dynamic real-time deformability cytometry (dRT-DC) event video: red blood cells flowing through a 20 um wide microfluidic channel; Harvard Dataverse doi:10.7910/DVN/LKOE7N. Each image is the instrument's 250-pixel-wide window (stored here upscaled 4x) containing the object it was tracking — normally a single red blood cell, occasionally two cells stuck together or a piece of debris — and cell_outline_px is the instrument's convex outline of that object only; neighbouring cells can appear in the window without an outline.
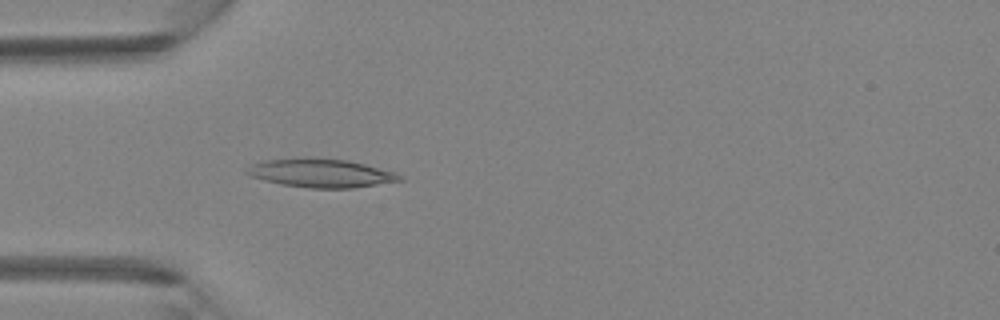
{"species": "Egyptian fruit bat (a non-hibernating species)", "species_latin": "Rousettus aegyptiacus", "temperature_condition": "room temperature", "stored_images_in_passage": 4, "camera_frame_rate_fps": 3000, "um_per_image_px": 0.085, "animal": {"sex": "female"}, "frame": {"image": 1, "passage_image": 4, "time_ms": 1.0, "image_size_px": [1000, 320], "cell_outline_px": [[404, 180], [352, 188], [308, 188], [280, 184], [264, 180], [252, 176], [244, 172], [244, 168], [252, 164], [268, 160], [304, 156], [312, 156], [348, 160], [396, 172], [404, 176]], "centroid_in_image_um": [27.27, 14.69], "position_along_channel_um": 57.7, "area_um2": 25.89}}